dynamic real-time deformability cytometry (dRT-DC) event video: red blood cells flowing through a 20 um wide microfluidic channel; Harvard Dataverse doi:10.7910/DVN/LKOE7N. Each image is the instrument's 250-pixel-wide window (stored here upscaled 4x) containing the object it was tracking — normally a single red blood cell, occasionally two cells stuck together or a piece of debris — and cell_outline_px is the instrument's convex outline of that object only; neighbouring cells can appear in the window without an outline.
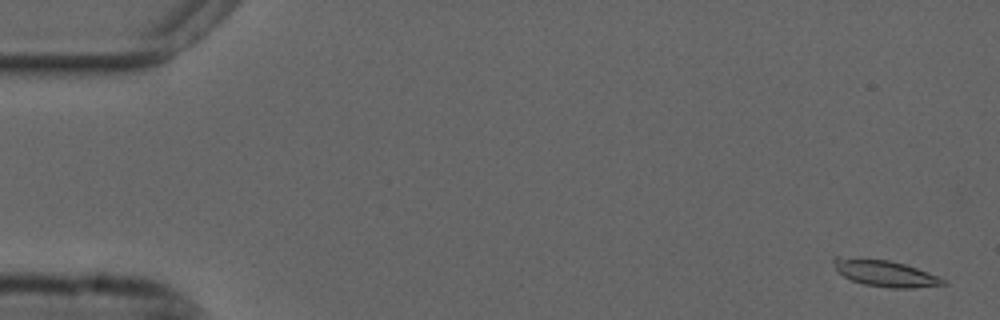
{"species": "common noctule bat (a hibernating species)", "species_latin": "Nyctalus noctula", "temperature_condition": "cold", "stored_images_in_passage": 30, "camera_frame_rate_fps": 3000, "um_per_image_px": 0.085, "animal": {"sex": "male", "forearm_length_mm": 52.5}, "frame": {"image": 1, "passage_image": 2, "time_ms": 0.333, "image_size_px": [1000, 320], "cell_outline_px": [[948, 284], [912, 288], [892, 288], [864, 284], [852, 280], [836, 272], [832, 260], [836, 256], [888, 260], [904, 264], [916, 268], [936, 276], [944, 280]], "centroid_in_image_um": [75.16, 23.22], "position_along_channel_um": 9.8, "area_um2": 16.65}}
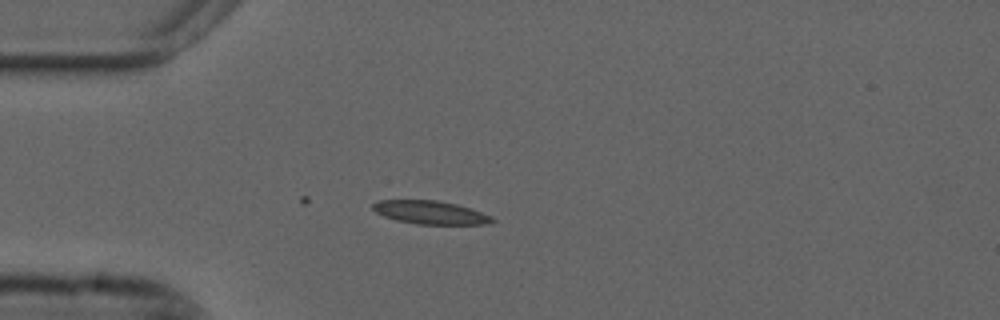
{"frame": {"image": 2, "passage_image": 15, "time_ms": 4.667, "image_size_px": [1000, 320], "cell_outline_px": [[496, 220], [488, 224], [416, 224], [396, 220], [384, 216], [376, 212], [372, 208], [372, 204], [380, 200], [436, 200], [456, 204], [492, 216]], "centroid_in_image_um": [36.57, 18.06], "position_along_channel_um": 48.4, "area_um2": 16.07}}
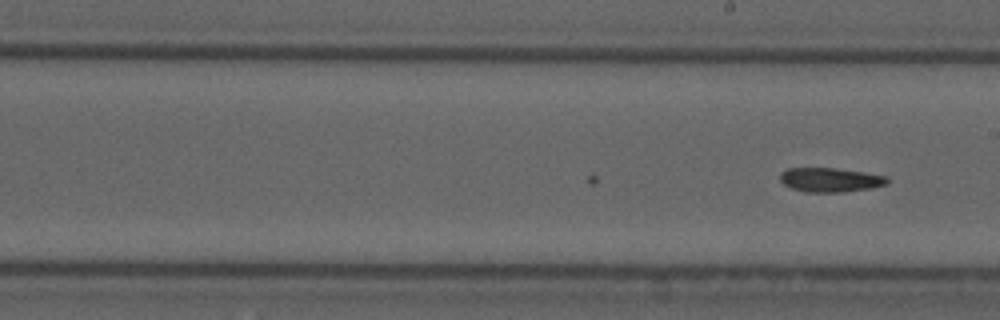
{"frame": {"image": 3, "passage_image": 30, "time_ms": 9.667, "image_size_px": [1000, 320], "cell_outline_px": [[888, 184], [872, 188], [844, 192], [808, 192], [792, 188], [784, 184], [780, 180], [780, 172], [788, 168], [836, 168], [864, 172], [888, 176]], "centroid_in_image_um": [70.6, 15.28], "position_along_channel_um": 218.4, "area_um2": 15.2}}